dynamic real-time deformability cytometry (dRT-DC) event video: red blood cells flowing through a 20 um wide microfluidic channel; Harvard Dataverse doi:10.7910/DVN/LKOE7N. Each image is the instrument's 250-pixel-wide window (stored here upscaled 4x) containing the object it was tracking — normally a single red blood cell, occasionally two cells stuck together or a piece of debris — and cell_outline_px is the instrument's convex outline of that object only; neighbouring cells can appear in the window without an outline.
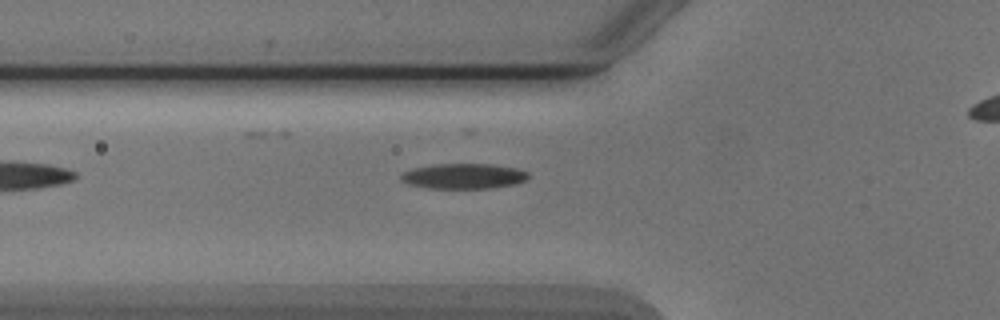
{"species": "Egyptian fruit bat (a non-hibernating species)", "species_latin": "Rousettus aegyptiacus", "temperature_condition": "cold", "stored_images_in_passage": 3, "segment_of_instrument_passage": [1, 2], "camera_frame_rate_fps": 3000, "um_per_image_px": 0.085, "animal": {"sex": "male"}, "frame": {"image": 1, "passage_image": 2, "time_ms": 1.333, "image_size_px": [1000, 320], "cell_outline_px": [[528, 176], [524, 180], [516, 184], [492, 188], [428, 188], [408, 184], [400, 180], [400, 176], [404, 172], [412, 168], [432, 164], [492, 164], [516, 168], [528, 172]], "centroid_in_image_um": [39.38, 14.97], "position_along_channel_um": 86.4, "area_um2": 18.79}}